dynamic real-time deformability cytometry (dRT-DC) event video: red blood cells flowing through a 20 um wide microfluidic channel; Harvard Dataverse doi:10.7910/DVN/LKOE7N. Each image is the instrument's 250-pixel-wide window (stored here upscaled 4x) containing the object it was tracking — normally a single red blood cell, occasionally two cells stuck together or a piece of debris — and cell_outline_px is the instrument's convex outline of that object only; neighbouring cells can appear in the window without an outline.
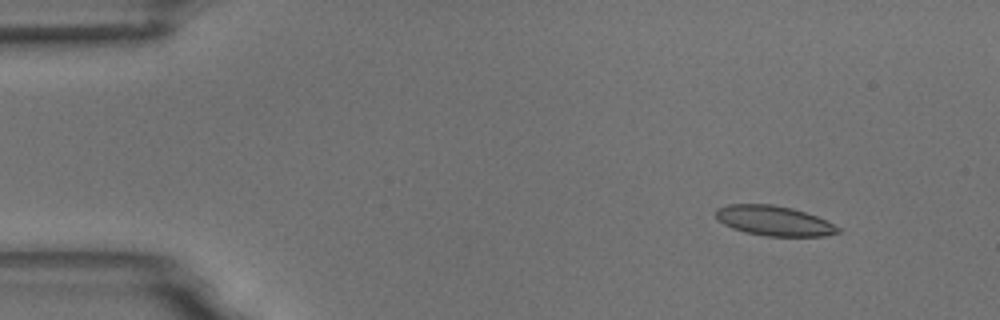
{"species": "common noctule bat (a hibernating species)", "species_latin": "Nyctalus noctula", "temperature_condition": "room temperature", "stored_images_in_passage": 4, "camera_frame_rate_fps": 3000, "um_per_image_px": 0.085, "animal": {"sex": "male", "body_mass_g": 18.8}, "frame": {"image": 1, "passage_image": 2, "time_ms": 1.333, "image_size_px": [1000, 320], "cell_outline_px": [[840, 232], [824, 236], [768, 236], [744, 232], [732, 228], [716, 220], [716, 208], [728, 204], [772, 204], [792, 208], [816, 216], [840, 228]], "centroid_in_image_um": [65.74, 18.76], "position_along_channel_um": 19.3, "area_um2": 21.21}}
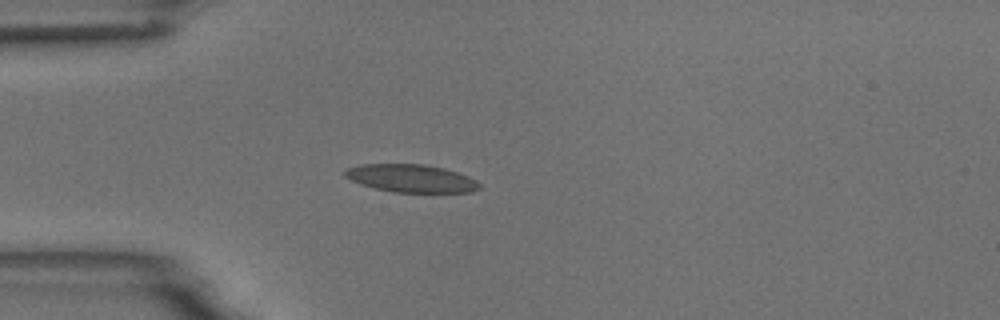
{"frame": {"image": 2, "passage_image": 4, "time_ms": 4.333, "image_size_px": [1000, 320], "cell_outline_px": [[480, 188], [472, 192], [392, 192], [360, 184], [344, 176], [344, 172], [348, 168], [360, 164], [424, 164], [444, 168], [468, 176], [476, 180], [480, 184]], "centroid_in_image_um": [34.95, 15.16], "position_along_channel_um": 50.0, "area_um2": 21.73}}